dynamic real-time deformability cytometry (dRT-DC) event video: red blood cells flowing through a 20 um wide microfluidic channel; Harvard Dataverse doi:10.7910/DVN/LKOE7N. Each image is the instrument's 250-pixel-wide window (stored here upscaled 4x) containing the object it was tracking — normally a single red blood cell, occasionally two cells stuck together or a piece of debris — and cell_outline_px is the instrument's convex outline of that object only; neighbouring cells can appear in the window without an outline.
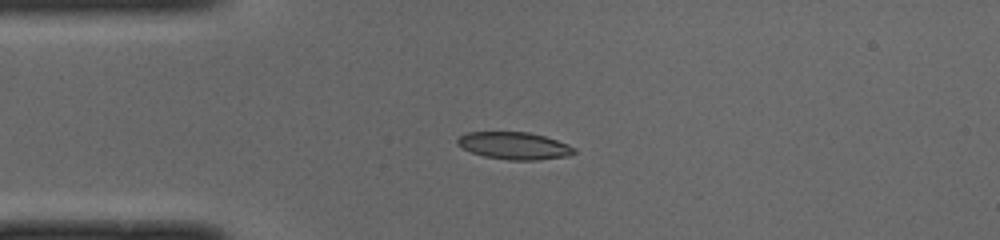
{"species": "common noctule bat (a hibernating species)", "species_latin": "Nyctalus noctula", "temperature_condition": "cold", "stored_images_in_passage": 39, "camera_frame_rate_fps": 3000, "um_per_image_px": 0.085, "animal": {"sex": "male", "body_mass_g": 19.0, "forearm_length_mm": 50.8}, "frame": {"image": 1, "passage_image": 1, "time_ms": 0.0, "image_size_px": [1000, 240], "cell_outline_px": [[576, 152], [568, 156], [536, 160], [508, 160], [484, 156], [472, 152], [456, 144], [456, 140], [460, 136], [468, 132], [528, 132], [544, 136], [568, 144], [576, 148]], "centroid_in_image_um": [43.72, 12.39], "position_along_channel_um": 41.3, "area_um2": 18.5}}
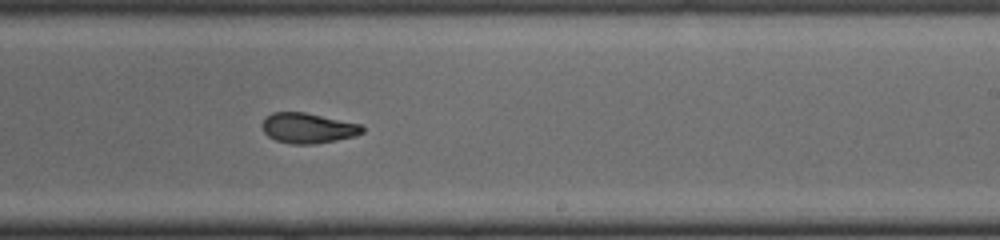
{"frame": {"image": 2, "passage_image": 19, "time_ms": 6.0, "image_size_px": [1000, 240], "cell_outline_px": [[364, 132], [356, 136], [316, 144], [292, 144], [276, 140], [268, 136], [264, 132], [260, 124], [272, 112], [304, 112], [364, 124]], "centroid_in_image_um": [26.22, 10.89], "position_along_channel_um": 262.8, "area_um2": 17.86}}
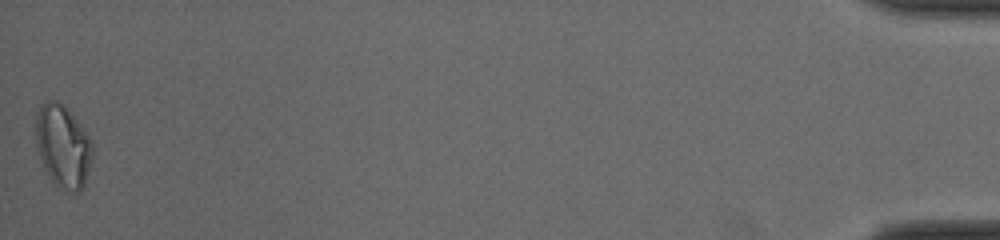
{"frame": {"image": 3, "passage_image": 39, "time_ms": 12.667, "image_size_px": [1000, 240], "cell_outline_px": [[92, 156], [84, 184], [80, 192], [72, 196], [56, 184], [52, 180], [44, 168], [36, 144], [36, 112], [40, 104], [48, 100], [56, 100], [80, 124], [92, 140]], "centroid_in_image_um": [5.35, 12.46], "position_along_channel_um": 429.9, "area_um2": 27.11}, "authors_computed_cell_mechanics": {"area_um2": 18.3226, "velocity_mm_per_s": 4.0033, "shape_relaxation_time_tau1_ms": 5.7868, "shape_relaxation_time_tau2_ms": 0.802, "deformation_change_tau1": 0.1837, "deformation_change_tau2": 0.0578}}